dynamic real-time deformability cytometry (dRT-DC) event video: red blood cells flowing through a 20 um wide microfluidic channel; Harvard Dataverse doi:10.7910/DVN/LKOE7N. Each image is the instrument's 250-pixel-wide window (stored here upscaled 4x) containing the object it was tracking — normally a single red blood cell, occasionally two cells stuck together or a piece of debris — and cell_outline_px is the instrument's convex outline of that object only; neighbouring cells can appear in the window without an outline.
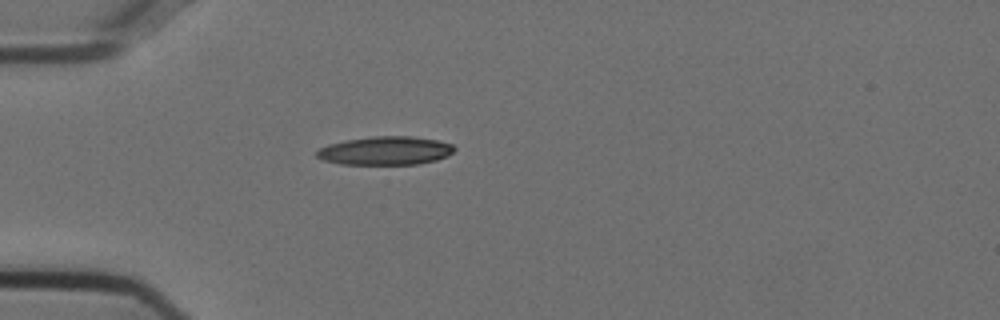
{"species": "Egyptian fruit bat (a non-hibernating species)", "species_latin": "Rousettus aegyptiacus", "temperature_condition": "cold", "stored_images_in_passage": 39, "camera_frame_rate_fps": 3000, "um_per_image_px": 0.085, "animal": {"sex": "female"}, "frame": {"image": 1, "passage_image": 1, "time_ms": 0.0, "image_size_px": [1000, 320], "cell_outline_px": [[456, 148], [448, 156], [436, 160], [416, 164], [340, 164], [324, 160], [316, 156], [316, 152], [320, 148], [328, 144], [344, 140], [372, 136], [412, 136], [436, 140], [452, 144]], "centroid_in_image_um": [32.75, 12.8], "position_along_channel_um": 52.2, "area_um2": 22.83}}
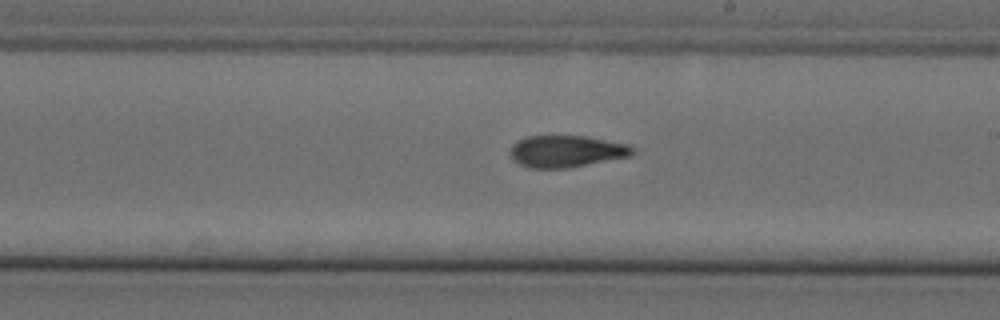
{"frame": {"image": 2, "passage_image": 17, "time_ms": 5.333, "image_size_px": [1000, 320], "cell_outline_px": [[636, 152], [632, 156], [568, 168], [528, 168], [512, 160], [508, 152], [512, 144], [524, 136], [588, 136], [632, 144], [636, 148]], "centroid_in_image_um": [48.18, 12.85], "position_along_channel_um": 240.8, "area_um2": 23.35}}
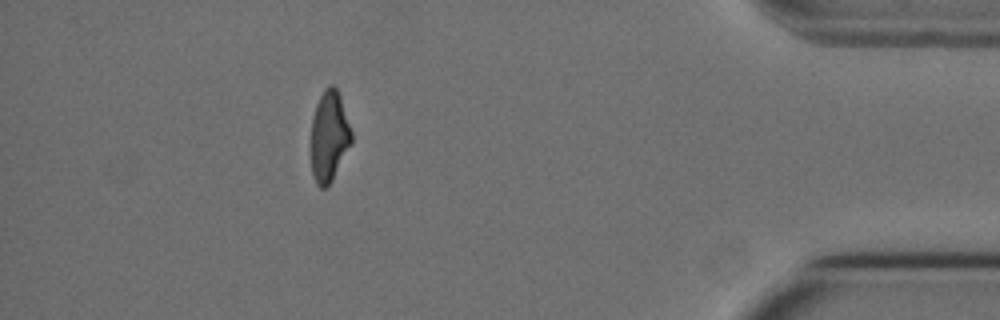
{"frame": {"image": 3, "passage_image": 34, "time_ms": 11.0, "image_size_px": [1000, 320], "cell_outline_px": [[352, 144], [332, 180], [324, 188], [320, 188], [316, 184], [312, 172], [312, 116], [316, 104], [324, 88], [328, 84], [332, 84], [336, 88], [340, 96], [352, 132]], "centroid_in_image_um": [27.99, 11.57], "position_along_channel_um": 407.2, "area_um2": 21.33}, "authors_computed_cell_mechanics": {"area_um2": 22.7732, "velocity_mm_per_s": 3.7489, "shape_relaxation_time_tau1_ms": 6.602, "shape_relaxation_time_tau2_ms": 5.1014, "deformation_change_tau1": 0.2046, "deformation_change_tau2": 0.1261}}